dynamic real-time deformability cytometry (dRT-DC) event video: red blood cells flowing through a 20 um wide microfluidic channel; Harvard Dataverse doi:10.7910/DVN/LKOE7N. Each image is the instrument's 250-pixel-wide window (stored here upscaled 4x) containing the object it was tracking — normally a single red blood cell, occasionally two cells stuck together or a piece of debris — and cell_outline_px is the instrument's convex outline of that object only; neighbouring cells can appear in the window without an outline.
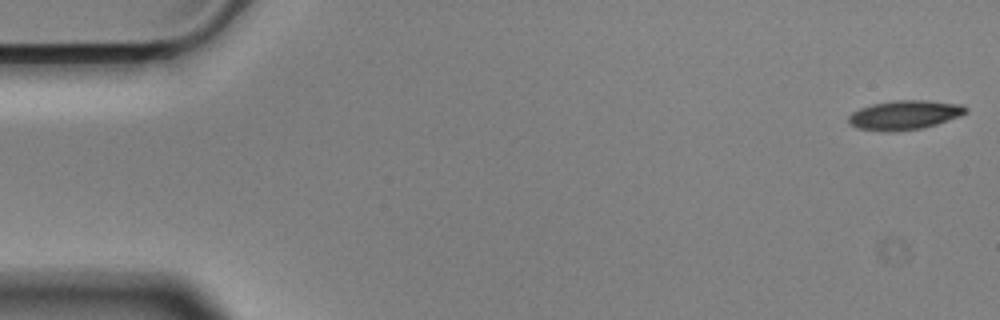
{"species": "Egyptian fruit bat (a non-hibernating species)", "species_latin": "Rousettus aegyptiacus", "temperature_condition": "cold", "stored_images_in_passage": 56, "camera_frame_rate_fps": 3000, "um_per_image_px": 0.085, "animal": {"sex": "male"}, "frame": {"image": 1, "passage_image": 1, "time_ms": 0.0, "image_size_px": [1000, 320], "cell_outline_px": [[968, 112], [960, 116], [924, 128], [896, 132], [884, 132], [856, 128], [848, 124], [848, 116], [852, 112], [860, 108], [872, 104], [896, 100], [924, 100], [964, 104], [968, 108]], "centroid_in_image_um": [76.88, 9.78], "position_along_channel_um": 8.1, "area_um2": 20.35}}
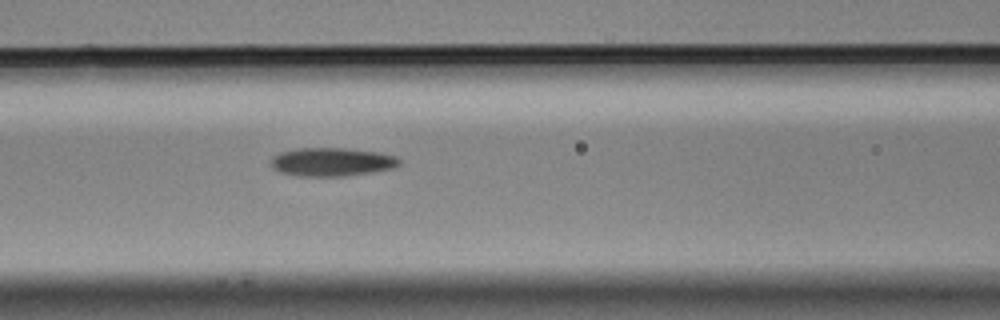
{"frame": {"image": 2, "passage_image": 23, "time_ms": 7.333, "image_size_px": [1000, 320], "cell_outline_px": [[400, 164], [392, 168], [372, 172], [344, 176], [296, 176], [280, 172], [272, 168], [272, 156], [280, 152], [296, 148], [344, 148], [380, 152], [396, 156], [400, 160]], "centroid_in_image_um": [28.19, 13.76], "position_along_channel_um": 138.4, "area_um2": 21.39}}
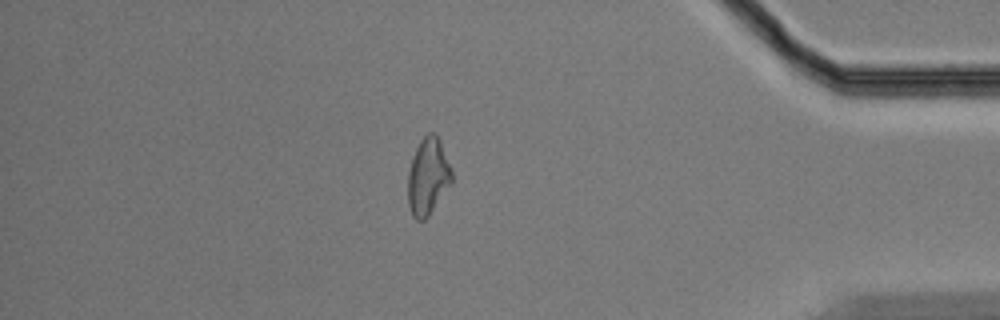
{"frame": {"image": 3, "passage_image": 48, "time_ms": 15.667, "image_size_px": [1000, 320], "cell_outline_px": [[452, 184], [428, 216], [424, 220], [416, 220], [412, 216], [408, 204], [408, 176], [412, 156], [420, 140], [428, 132], [432, 132], [440, 140], [452, 172]], "centroid_in_image_um": [36.37, 15.02], "position_along_channel_um": 398.8, "area_um2": 19.65}, "authors_computed_cell_mechanics": {"area_um2": 20.2589, "velocity_mm_per_s": 3.5641, "shape_relaxation_time_tau1_ms": 5.1149, "shape_relaxation_time_tau2_ms": null, "deformation_change_tau1": 0.1557, "deformation_change_tau2": null}}